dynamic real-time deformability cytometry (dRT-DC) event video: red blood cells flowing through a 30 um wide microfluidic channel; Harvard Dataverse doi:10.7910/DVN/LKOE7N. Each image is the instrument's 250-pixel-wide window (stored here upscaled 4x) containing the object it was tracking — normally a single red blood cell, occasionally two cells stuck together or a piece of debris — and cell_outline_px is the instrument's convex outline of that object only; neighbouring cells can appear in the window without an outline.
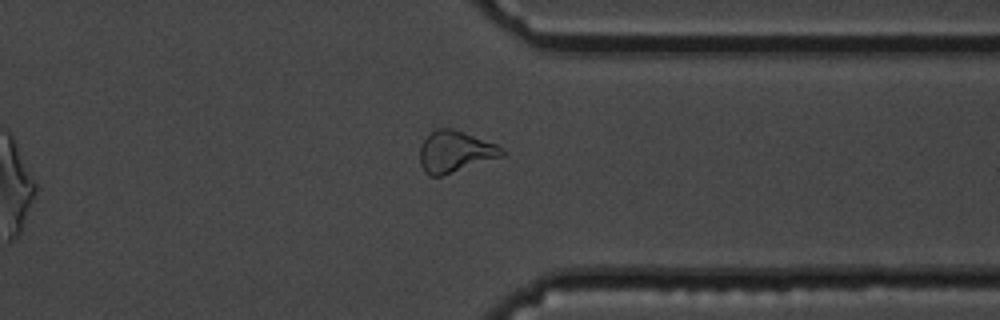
{"species": "common noctule bat (a hibernating species)", "species_latin": "Nyctalus noctula", "temperature_condition": "cold", "stored_images_in_passage": 13, "camera_frame_rate_fps": 3000, "um_per_image_px": 0.085, "animal": {"sex": "male", "body_mass_g": 19.5, "forearm_length_mm": 54.6}, "frame": {"image": 1, "passage_image": 13, "time_ms": 15.667, "image_size_px": [1000, 320], "cell_outline_px": [[504, 156], [440, 176], [428, 176], [424, 172], [420, 164], [420, 144], [436, 128], [452, 128], [464, 132], [496, 144], [504, 148]], "centroid_in_image_um": [38.67, 12.89], "position_along_channel_um": 372.7, "area_um2": 19.77}}